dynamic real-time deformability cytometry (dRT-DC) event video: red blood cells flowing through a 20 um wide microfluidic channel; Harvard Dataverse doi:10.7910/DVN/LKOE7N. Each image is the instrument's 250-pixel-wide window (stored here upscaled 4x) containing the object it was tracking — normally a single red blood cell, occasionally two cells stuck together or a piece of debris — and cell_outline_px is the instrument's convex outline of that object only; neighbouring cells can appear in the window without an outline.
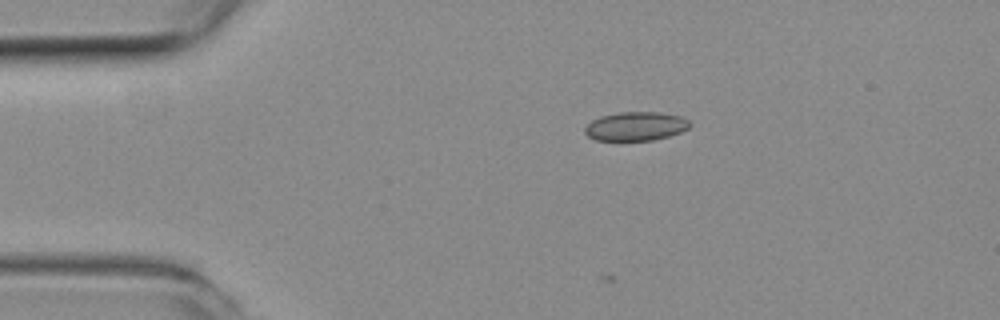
{"species": "common noctule bat (a hibernating species)", "species_latin": "Nyctalus noctula", "temperature_condition": "room temperature", "stored_images_in_passage": 33, "camera_frame_rate_fps": 3000, "um_per_image_px": 0.085, "animal": {"sex": "female", "body_mass_g": 19.3, "forearm_length_mm": 54.1}, "frame": {"image": 1, "passage_image": 1, "time_ms": 0.0, "image_size_px": [1000, 320], "cell_outline_px": [[692, 124], [688, 128], [680, 132], [668, 136], [652, 140], [596, 140], [588, 136], [584, 132], [584, 128], [592, 120], [600, 116], [620, 112], [660, 112], [680, 116], [688, 120]], "centroid_in_image_um": [54.03, 10.72], "position_along_channel_um": 31.0, "area_um2": 17.57}}
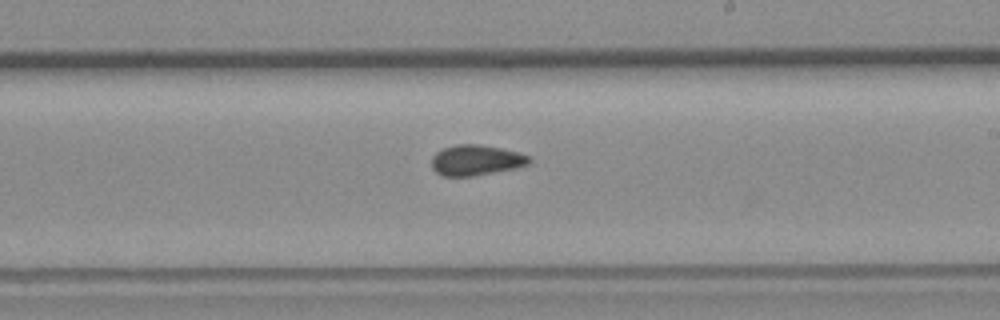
{"frame": {"image": 2, "passage_image": 21, "time_ms": 6.667, "image_size_px": [1000, 320], "cell_outline_px": [[532, 160], [528, 164], [516, 168], [472, 176], [444, 176], [436, 172], [432, 168], [432, 156], [436, 152], [444, 148], [456, 144], [476, 144], [500, 148], [520, 152], [528, 156]], "centroid_in_image_um": [40.46, 13.61], "position_along_channel_um": 248.5, "area_um2": 17.28}}
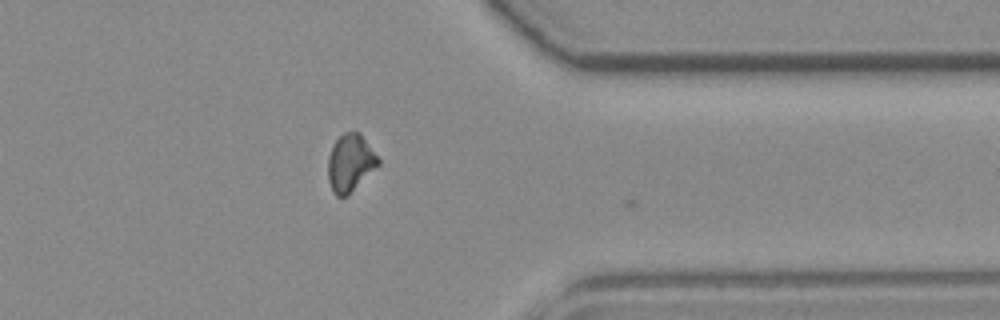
{"frame": {"image": 3, "passage_image": 32, "time_ms": 10.333, "image_size_px": [1000, 320], "cell_outline_px": [[380, 164], [348, 196], [336, 196], [332, 192], [328, 180], [328, 156], [332, 144], [344, 132], [360, 132], [380, 160]], "centroid_in_image_um": [29.76, 13.86], "position_along_channel_um": 381.6, "area_um2": 16.94}, "authors_computed_cell_mechanics": {"area_um2": 17.1666, "velocity_mm_per_s": 3.96, "shape_relaxation_time_tau1_ms": null, "shape_relaxation_time_tau2_ms": 2.4155, "deformation_change_tau1": null, "deformation_change_tau2": 0.0686}}